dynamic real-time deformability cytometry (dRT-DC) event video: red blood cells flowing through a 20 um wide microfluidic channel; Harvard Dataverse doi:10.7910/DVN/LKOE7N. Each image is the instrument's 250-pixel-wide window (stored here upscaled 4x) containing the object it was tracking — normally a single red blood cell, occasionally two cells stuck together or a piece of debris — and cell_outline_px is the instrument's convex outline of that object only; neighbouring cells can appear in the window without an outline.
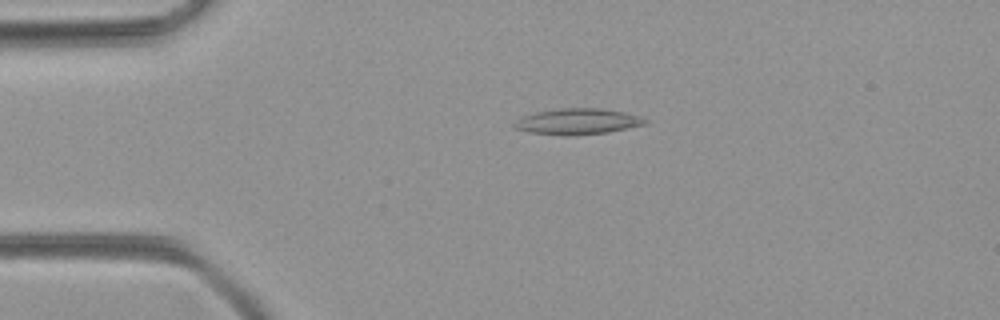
{"species": "common noctule bat (a hibernating species)", "species_latin": "Nyctalus noctula", "temperature_condition": "room temperature", "stored_images_in_passage": 46, "camera_frame_rate_fps": 3000, "um_per_image_px": 0.085, "animal": {"sex": "female", "body_mass_g": 21.9}, "frame": {"image": 1, "passage_image": 7, "time_ms": 2.0, "image_size_px": [1000, 320], "cell_outline_px": [[648, 120], [644, 124], [608, 132], [572, 136], [564, 136], [528, 132], [516, 128], [512, 124], [516, 120], [524, 116], [536, 112], [560, 108], [600, 108], [624, 112]], "centroid_in_image_um": [49.04, 10.33], "position_along_channel_um": 36.0, "area_um2": 19.59}}
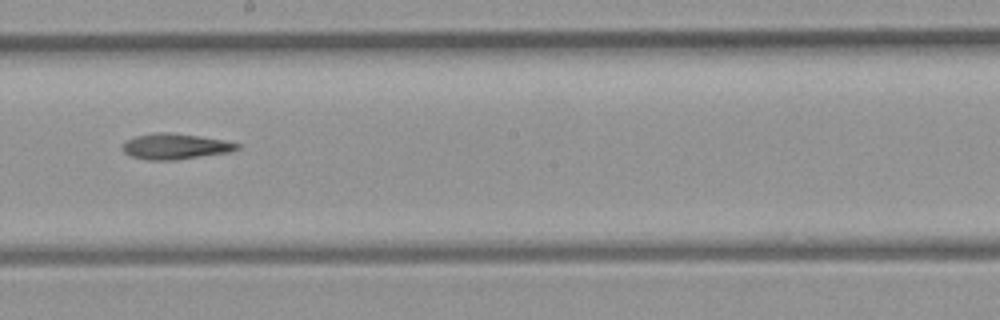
{"frame": {"image": 2, "passage_image": 24, "time_ms": 7.667, "image_size_px": [1000, 320], "cell_outline_px": [[240, 148], [228, 152], [172, 160], [148, 160], [132, 156], [124, 152], [120, 148], [128, 140], [136, 136], [156, 132], [172, 132], [200, 136], [224, 140], [240, 144]], "centroid_in_image_um": [14.89, 12.43], "position_along_channel_um": 233.3, "area_um2": 16.99}}
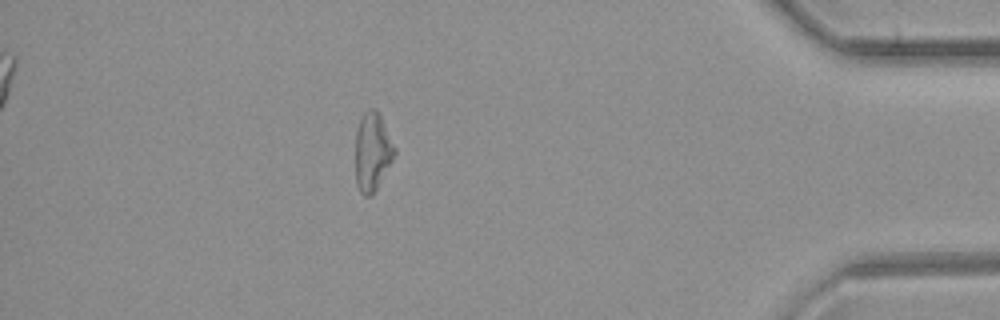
{"frame": {"image": 3, "passage_image": 40, "time_ms": 13.0, "image_size_px": [1000, 320], "cell_outline_px": [[396, 152], [392, 160], [372, 196], [364, 196], [360, 192], [356, 184], [356, 132], [360, 120], [364, 112], [372, 108], [376, 108], [396, 148]], "centroid_in_image_um": [31.65, 12.91], "position_along_channel_um": 403.6, "area_um2": 17.63}}